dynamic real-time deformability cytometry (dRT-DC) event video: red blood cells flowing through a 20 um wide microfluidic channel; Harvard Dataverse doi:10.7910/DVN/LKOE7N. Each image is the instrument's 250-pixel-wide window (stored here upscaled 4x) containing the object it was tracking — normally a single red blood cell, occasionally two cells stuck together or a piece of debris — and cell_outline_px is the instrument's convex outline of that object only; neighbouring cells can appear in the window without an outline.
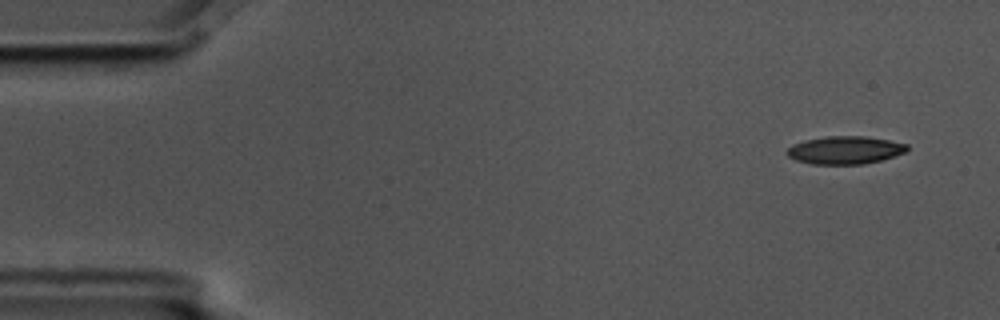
{"species": "common noctule bat (a hibernating species)", "species_latin": "Nyctalus noctula", "temperature_condition": "cold", "stored_images_in_passage": 5, "camera_frame_rate_fps": 3000, "um_per_image_px": 0.085, "animal": {"sex": "male", "body_mass_g": 17.5, "forearm_length_mm": 52.3}, "frame": {"image": 1, "passage_image": 1, "time_ms": 0.0, "image_size_px": [1000, 320], "cell_outline_px": [[908, 148], [904, 152], [880, 160], [864, 164], [812, 164], [796, 160], [788, 156], [784, 152], [792, 144], [804, 140], [828, 136], [864, 136], [888, 140], [908, 144]], "centroid_in_image_um": [71.77, 12.75], "position_along_channel_um": 13.2, "area_um2": 19.42}}
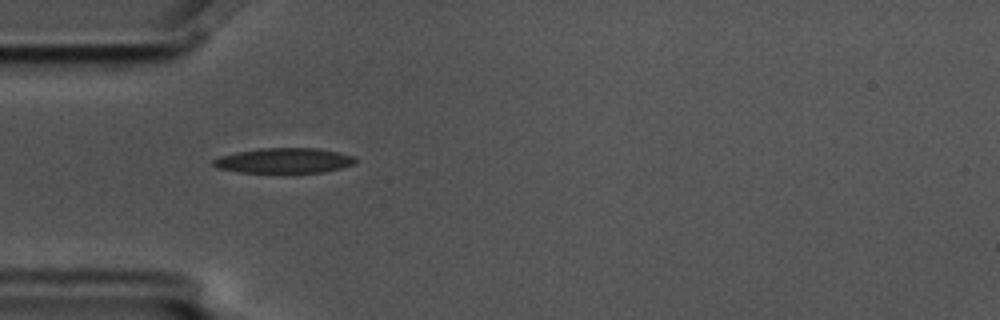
{"frame": {"image": 2, "passage_image": 4, "time_ms": 1.0, "image_size_px": [1000, 320], "cell_outline_px": [[356, 164], [324, 172], [240, 172], [216, 168], [212, 164], [212, 160], [220, 156], [236, 152], [260, 148], [320, 148], [340, 152], [356, 156]], "centroid_in_image_um": [24.18, 13.64], "position_along_channel_um": 60.8, "area_um2": 20.92}}